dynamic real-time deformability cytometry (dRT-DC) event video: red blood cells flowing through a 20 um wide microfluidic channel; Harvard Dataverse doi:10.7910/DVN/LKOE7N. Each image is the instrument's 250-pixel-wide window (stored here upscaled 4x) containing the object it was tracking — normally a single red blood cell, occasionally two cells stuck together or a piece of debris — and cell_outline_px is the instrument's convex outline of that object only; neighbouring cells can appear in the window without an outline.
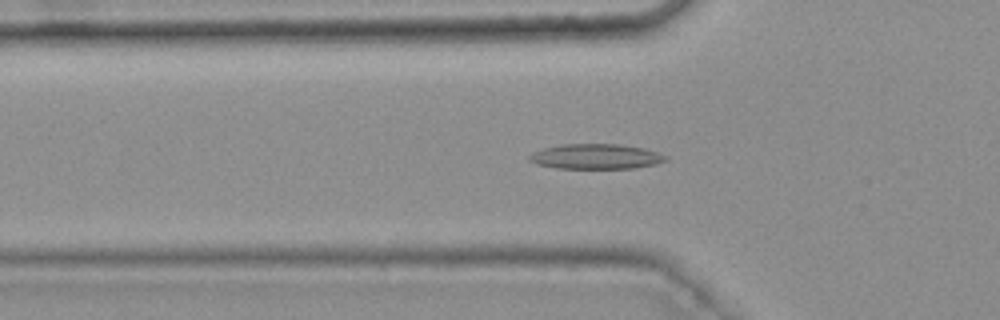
{"species": "common noctule bat (a hibernating species)", "species_latin": "Nyctalus noctula", "temperature_condition": "warm", "stored_images_in_passage": 46, "camera_frame_rate_fps": 3000, "um_per_image_px": 0.085, "animal": {"sex": "female", "body_mass_g": 25.1}, "frame": {"image": 1, "passage_image": 17, "time_ms": 5.333, "image_size_px": [1000, 320], "cell_outline_px": [[668, 160], [656, 164], [636, 168], [556, 168], [536, 164], [528, 160], [528, 156], [532, 152], [544, 148], [560, 144], [616, 144], [644, 148], [668, 156]], "centroid_in_image_um": [50.64, 13.3], "position_along_channel_um": 75.2, "area_um2": 20.0}}
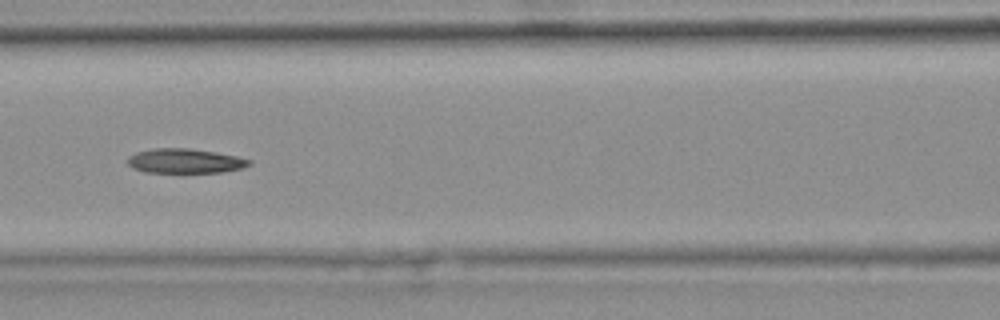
{"frame": {"image": 2, "passage_image": 23, "time_ms": 7.333, "image_size_px": [1000, 320], "cell_outline_px": [[252, 164], [244, 168], [220, 172], [144, 172], [132, 168], [128, 164], [128, 156], [136, 152], [152, 148], [188, 148], [216, 152], [236, 156], [252, 160]], "centroid_in_image_um": [15.73, 13.68], "position_along_channel_um": 150.9, "area_um2": 17.46}}
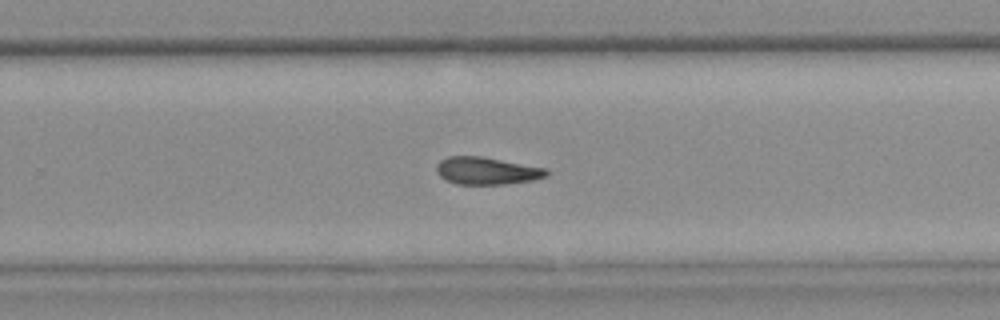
{"frame": {"image": 3, "passage_image": 34, "time_ms": 11.0, "image_size_px": [1000, 320], "cell_outline_px": [[548, 176], [532, 180], [504, 184], [456, 184], [444, 180], [436, 172], [436, 164], [440, 160], [448, 156], [480, 156], [548, 168]], "centroid_in_image_um": [41.35, 14.51], "position_along_channel_um": 288.4, "area_um2": 17.69}}